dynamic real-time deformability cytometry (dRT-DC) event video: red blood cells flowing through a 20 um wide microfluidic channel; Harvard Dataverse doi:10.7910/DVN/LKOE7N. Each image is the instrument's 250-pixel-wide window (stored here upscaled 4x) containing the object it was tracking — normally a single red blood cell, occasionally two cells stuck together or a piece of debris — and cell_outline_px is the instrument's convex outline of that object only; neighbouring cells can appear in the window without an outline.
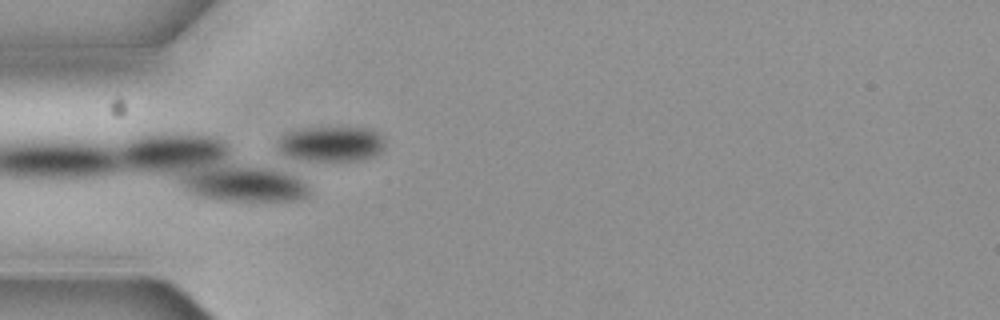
{"species": "common noctule bat (a hibernating species)", "species_latin": "Nyctalus noctula", "temperature_condition": "cold", "stored_images_in_passage": 4, "camera_frame_rate_fps": 3000, "um_per_image_px": 0.085, "animal": {"sex": "female", "body_mass_g": 19.3, "forearm_length_mm": 54.1}, "frame": {"image": 1, "passage_image": 4, "time_ms": 1.0, "image_size_px": [1000, 320], "cell_outline_px": [[384, 144], [372, 156], [360, 160], [308, 160], [288, 156], [280, 148], [280, 136], [288, 132], [300, 128], [372, 128], [384, 140]], "centroid_in_image_um": [28.16, 12.21], "position_along_channel_um": 56.8, "area_um2": 21.21}}